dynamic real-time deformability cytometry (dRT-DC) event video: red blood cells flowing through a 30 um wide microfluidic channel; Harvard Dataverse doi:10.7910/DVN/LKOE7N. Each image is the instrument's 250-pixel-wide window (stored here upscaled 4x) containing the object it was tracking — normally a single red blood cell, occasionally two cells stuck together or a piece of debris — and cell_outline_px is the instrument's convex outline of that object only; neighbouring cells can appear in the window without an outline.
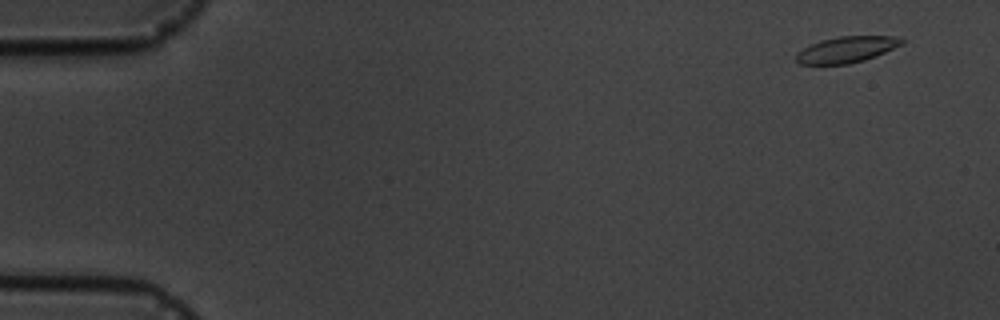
{"species": "common noctule bat (a hibernating species)", "species_latin": "Nyctalus noctula", "temperature_condition": "cold", "stored_images_in_passage": 9, "camera_frame_rate_fps": 3000, "um_per_image_px": 0.085, "animal": {"sex": "male", "body_mass_g": 19.5, "forearm_length_mm": 54.6}, "frame": {"image": 1, "passage_image": 2, "time_ms": 1.0, "image_size_px": [1000, 320], "cell_outline_px": [[908, 40], [904, 44], [876, 56], [864, 60], [848, 64], [800, 64], [796, 60], [796, 52], [820, 40], [840, 36], [892, 36]], "centroid_in_image_um": [72.0, 4.2], "position_along_channel_um": 13.0, "area_um2": 16.13}}
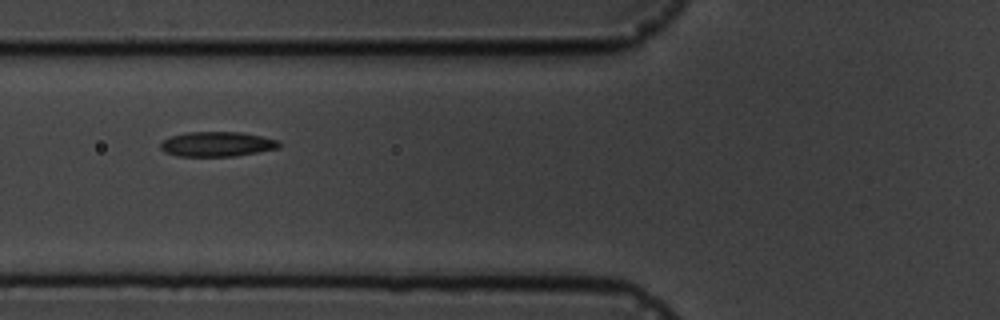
{"frame": {"image": 2, "passage_image": 7, "time_ms": 7.0, "image_size_px": [1000, 320], "cell_outline_px": [[280, 148], [236, 156], [176, 156], [164, 152], [160, 148], [160, 144], [164, 140], [172, 136], [188, 132], [240, 132], [280, 140]], "centroid_in_image_um": [18.46, 12.26], "position_along_channel_um": 107.3, "area_um2": 17.17}}
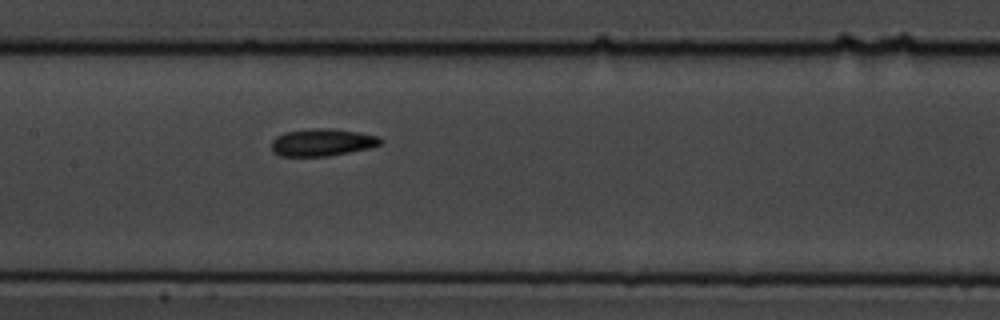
{"frame": {"image": 3, "passage_image": 9, "time_ms": 9.0, "image_size_px": [1000, 320], "cell_outline_px": [[384, 140], [380, 144], [368, 148], [328, 156], [280, 156], [272, 152], [272, 140], [276, 136], [284, 132], [312, 128], [328, 128], [356, 132], [380, 136]], "centroid_in_image_um": [27.36, 12.1], "position_along_channel_um": 180.0, "area_um2": 17.34}}